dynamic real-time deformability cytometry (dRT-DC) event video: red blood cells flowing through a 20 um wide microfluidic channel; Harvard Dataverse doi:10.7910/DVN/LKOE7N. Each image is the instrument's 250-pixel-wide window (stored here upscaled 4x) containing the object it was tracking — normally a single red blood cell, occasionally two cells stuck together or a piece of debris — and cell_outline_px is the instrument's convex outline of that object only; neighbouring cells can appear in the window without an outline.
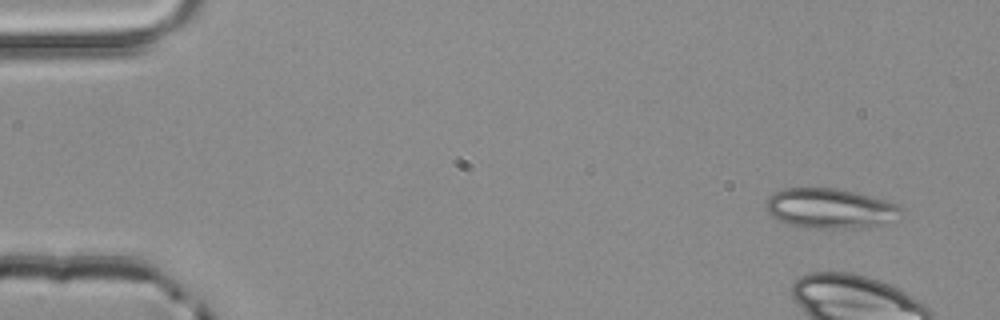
{"species": "common noctule bat (a hibernating species)", "species_latin": "Nyctalus noctula", "temperature_condition": "room temperature", "stored_images_in_passage": 3, "camera_frame_rate_fps": 3000, "um_per_image_px": 0.085, "animal": {"sex": "male", "body_mass_g": 20.4}, "frame": {"image": 1, "passage_image": 1, "time_ms": 0.0, "image_size_px": [1000, 320], "cell_outline_px": [[904, 216], [884, 224], [852, 228], [816, 228], [788, 224], [776, 220], [764, 208], [764, 204], [768, 196], [784, 188], [836, 188], [900, 204], [904, 212]], "centroid_in_image_um": [70.56, 17.72], "position_along_channel_um": 14.4, "area_um2": 31.62}}